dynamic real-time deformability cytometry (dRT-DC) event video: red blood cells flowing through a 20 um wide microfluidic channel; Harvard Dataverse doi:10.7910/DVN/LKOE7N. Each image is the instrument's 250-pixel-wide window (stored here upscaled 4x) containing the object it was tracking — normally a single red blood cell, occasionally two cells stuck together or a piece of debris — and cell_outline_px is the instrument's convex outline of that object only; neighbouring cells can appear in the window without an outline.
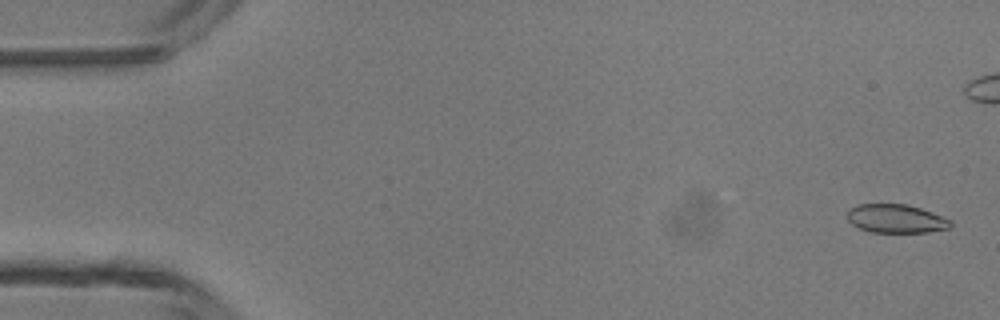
{"species": "common noctule bat (a hibernating species)", "species_latin": "Nyctalus noctula", "temperature_condition": "room temperature", "stored_images_in_passage": 48, "camera_frame_rate_fps": 3000, "um_per_image_px": 0.085, "animal": {"sex": "male", "body_mass_g": 13.3}, "frame": {"image": 1, "passage_image": 2, "time_ms": 0.333, "image_size_px": [1000, 320], "cell_outline_px": [[952, 224], [948, 228], [928, 232], [872, 232], [860, 228], [852, 224], [848, 220], [848, 212], [852, 208], [860, 204], [908, 204], [932, 212], [952, 220]], "centroid_in_image_um": [76.19, 18.58], "position_along_channel_um": 8.8, "area_um2": 17.05}}
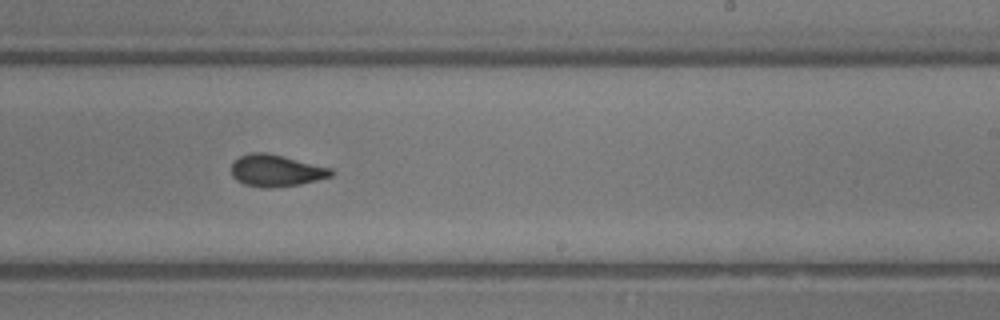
{"frame": {"image": 2, "passage_image": 29, "time_ms": 9.333, "image_size_px": [1000, 320], "cell_outline_px": [[336, 172], [332, 176], [300, 184], [264, 188], [244, 184], [236, 180], [232, 176], [232, 164], [240, 156], [252, 152], [264, 152], [332, 168]], "centroid_in_image_um": [23.47, 14.5], "position_along_channel_um": 265.5, "area_um2": 18.26}}
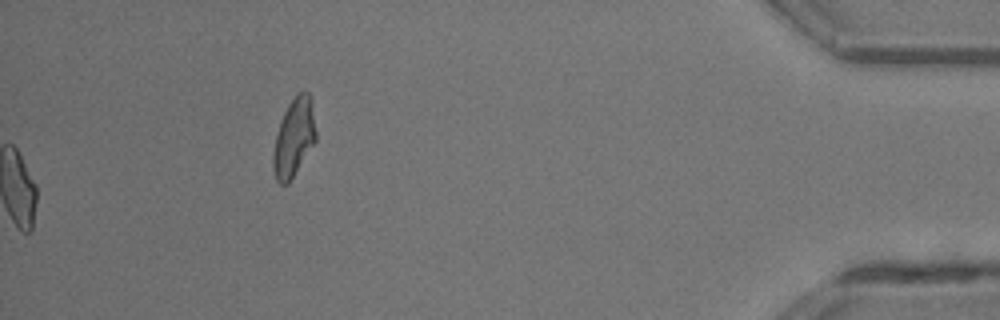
{"frame": {"image": 3, "passage_image": 48, "time_ms": 15.667, "image_size_px": [1000, 320], "cell_outline_px": [[316, 140], [288, 184], [280, 184], [276, 180], [272, 168], [272, 160], [276, 132], [280, 120], [288, 104], [296, 92], [308, 92], [316, 132]], "centroid_in_image_um": [24.94, 11.72], "position_along_channel_um": 410.3, "area_um2": 19.25}, "authors_computed_cell_mechanics": {"area_um2": 18.3226, "velocity_mm_per_s": 4.3987, "shape_relaxation_time_tau1_ms": 7.6598, "shape_relaxation_time_tau2_ms": 1.7118, "deformation_change_tau1": 0.1742, "deformation_change_tau2": 0.0646}}